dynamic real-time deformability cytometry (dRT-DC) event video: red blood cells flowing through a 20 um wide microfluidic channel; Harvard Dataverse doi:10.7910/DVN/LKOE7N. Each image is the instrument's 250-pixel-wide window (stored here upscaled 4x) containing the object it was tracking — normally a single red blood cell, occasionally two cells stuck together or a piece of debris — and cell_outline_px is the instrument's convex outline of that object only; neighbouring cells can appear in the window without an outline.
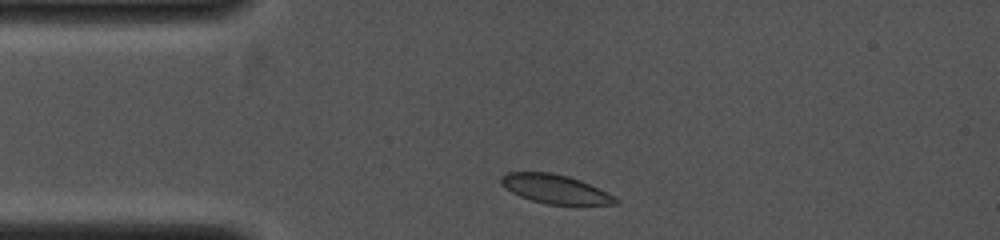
{"species": "common noctule bat (a hibernating species)", "species_latin": "Nyctalus noctula", "temperature_condition": "cold", "stored_images_in_passage": 20, "camera_frame_rate_fps": 4000, "um_per_image_px": 0.085, "animal": {"sex": "female", "body_mass_g": 19.0, "forearm_length_mm": 53.3}, "frame": {"image": 1, "passage_image": 1, "time_ms": 0.0, "image_size_px": [1000, 240], "cell_outline_px": [[620, 204], [548, 204], [532, 200], [520, 196], [512, 192], [500, 184], [500, 176], [508, 172], [552, 172], [568, 176], [580, 180], [616, 196], [620, 200]], "centroid_in_image_um": [47.2, 16.06], "position_along_channel_um": 37.8, "area_um2": 19.25}}
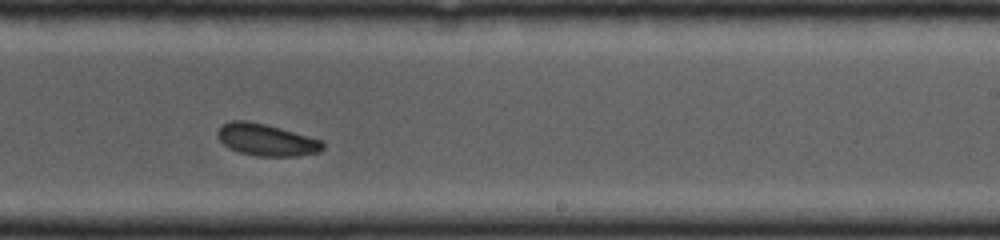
{"frame": {"image": 2, "passage_image": 12, "time_ms": 2.75, "image_size_px": [1000, 240], "cell_outline_px": [[324, 148], [320, 152], [300, 156], [256, 156], [240, 152], [224, 144], [220, 140], [216, 132], [224, 124], [232, 120], [248, 120], [280, 128], [324, 140]], "centroid_in_image_um": [22.7, 11.89], "position_along_channel_um": 266.3, "area_um2": 19.54}}
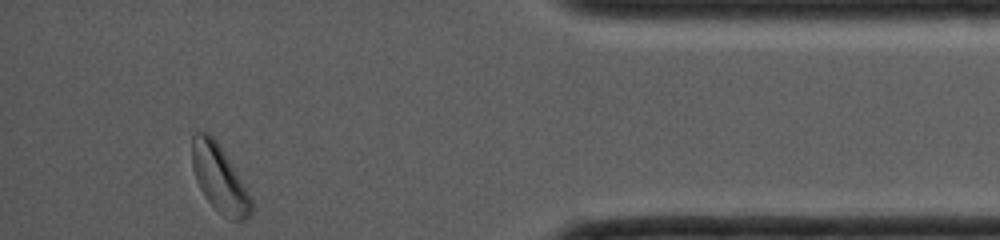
{"frame": {"image": 3, "passage_image": 20, "time_ms": 4.75, "image_size_px": [1000, 240], "cell_outline_px": [[252, 216], [248, 220], [228, 220], [204, 196], [196, 180], [192, 168], [192, 136], [196, 132], [208, 132], [216, 140], [224, 152], [252, 196]], "centroid_in_image_um": [18.67, 15.2], "position_along_channel_um": 416.5, "area_um2": 23.24}}